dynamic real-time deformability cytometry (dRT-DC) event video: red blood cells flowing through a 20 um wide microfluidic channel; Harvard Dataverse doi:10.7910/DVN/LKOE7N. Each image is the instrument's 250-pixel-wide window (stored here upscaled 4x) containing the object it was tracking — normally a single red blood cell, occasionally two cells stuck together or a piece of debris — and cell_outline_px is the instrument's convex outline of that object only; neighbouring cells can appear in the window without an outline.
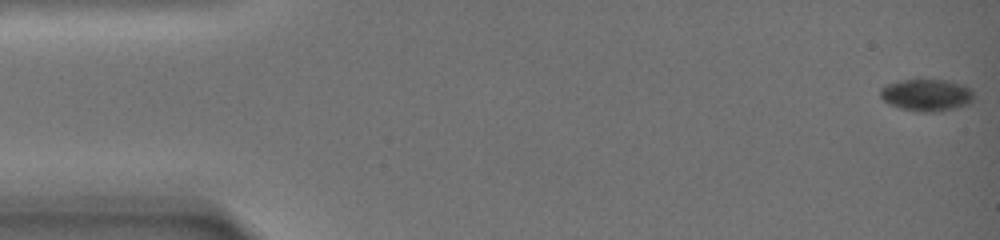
{"species": "common noctule bat (a hibernating species)", "species_latin": "Nyctalus noctula", "temperature_condition": "warm", "stored_images_in_passage": 68, "camera_frame_rate_fps": 3000, "um_per_image_px": 0.085, "animal": {"sex": "female", "body_mass_g": 19.0, "forearm_length_mm": 51.5}, "frame": {"image": 1, "passage_image": 1, "time_ms": 0.0, "image_size_px": [1000, 240], "cell_outline_px": [[972, 100], [968, 104], [956, 108], [932, 112], [920, 112], [900, 108], [888, 104], [880, 96], [880, 88], [884, 84], [916, 76], [948, 80], [964, 84], [972, 88]], "centroid_in_image_um": [78.72, 8.02], "position_along_channel_um": 6.3, "area_um2": 18.32}}
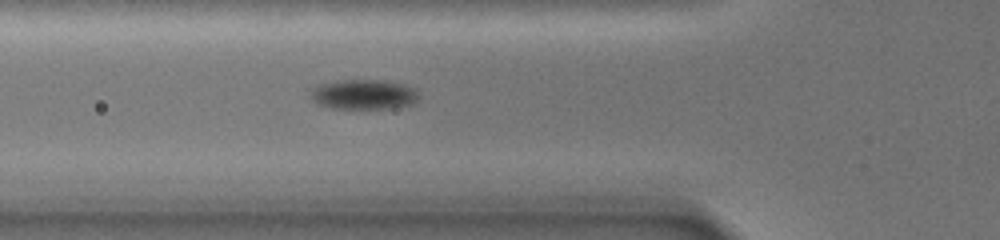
{"frame": {"image": 2, "passage_image": 49, "time_ms": 8.667, "image_size_px": [1000, 240], "cell_outline_px": [[420, 92], [416, 100], [412, 104], [392, 108], [332, 108], [320, 104], [312, 100], [312, 92], [320, 84], [340, 80], [384, 80], [404, 84], [416, 88]], "centroid_in_image_um": [30.99, 8.02], "position_along_channel_um": 94.8, "area_um2": 18.67}}
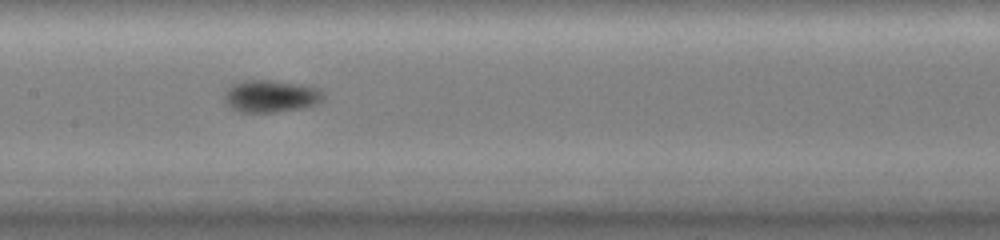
{"frame": {"image": 3, "passage_image": 67, "time_ms": 12.0, "image_size_px": [1000, 240], "cell_outline_px": [[324, 100], [320, 104], [300, 108], [276, 112], [236, 112], [224, 100], [224, 92], [232, 84], [240, 80], [268, 80], [300, 84], [320, 88], [324, 92]], "centroid_in_image_um": [23.04, 8.17], "position_along_channel_um": 184.4, "area_um2": 18.9}}